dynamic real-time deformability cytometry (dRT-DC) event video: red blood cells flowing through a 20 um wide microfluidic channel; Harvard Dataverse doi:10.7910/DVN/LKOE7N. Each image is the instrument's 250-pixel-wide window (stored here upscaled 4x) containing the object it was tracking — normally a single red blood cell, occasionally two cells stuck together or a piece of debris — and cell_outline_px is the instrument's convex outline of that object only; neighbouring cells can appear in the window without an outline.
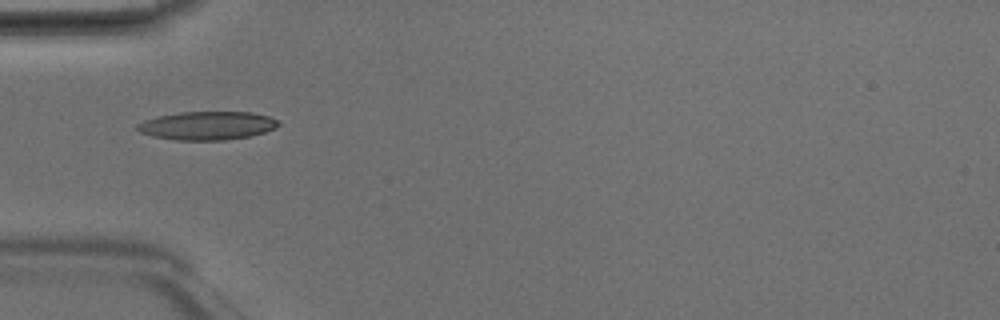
{"species": "Egyptian fruit bat (a non-hibernating species)", "species_latin": "Rousettus aegyptiacus", "temperature_condition": "room temperature", "stored_images_in_passage": 34, "camera_frame_rate_fps": 3000, "um_per_image_px": 0.085, "animal": {"sex": "male"}, "frame": {"image": 1, "passage_image": 1, "time_ms": 0.0, "image_size_px": [1000, 320], "cell_outline_px": [[280, 124], [264, 132], [248, 136], [224, 140], [176, 140], [152, 136], [140, 132], [136, 128], [136, 124], [144, 120], [156, 116], [180, 112], [252, 112], [268, 116], [276, 120]], "centroid_in_image_um": [17.55, 10.67], "position_along_channel_um": 67.4, "area_um2": 23.24}}
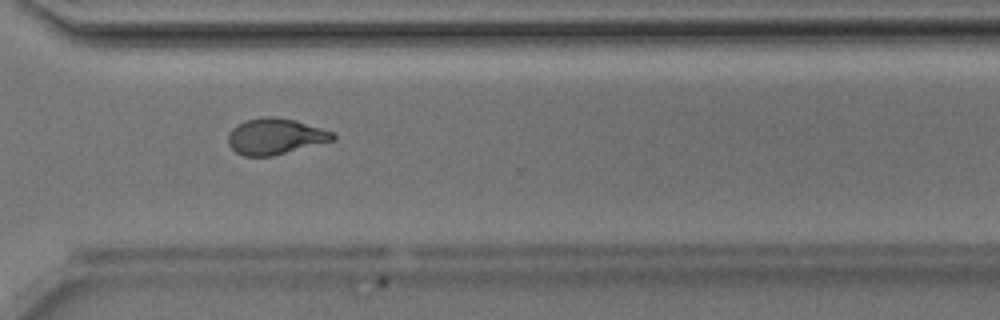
{"frame": {"image": 2, "passage_image": 21, "time_ms": 6.667, "image_size_px": [1000, 320], "cell_outline_px": [[336, 140], [272, 156], [244, 156], [236, 152], [228, 144], [228, 132], [236, 124], [244, 120], [260, 116], [272, 116], [296, 120], [332, 132], [336, 136]], "centroid_in_image_um": [23.37, 11.58], "position_along_channel_um": 347.2, "area_um2": 22.2}}
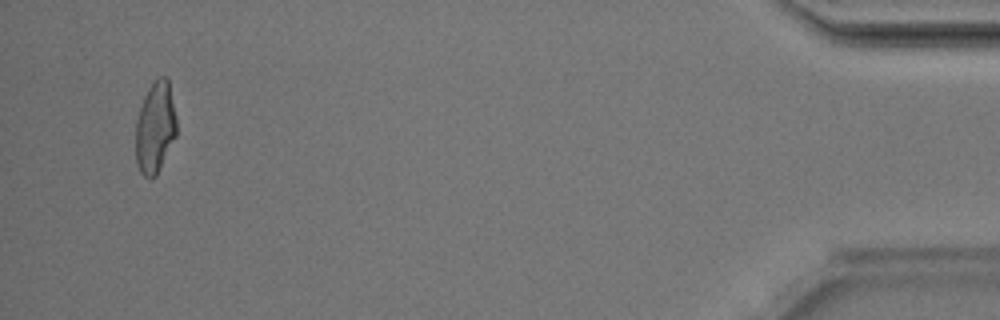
{"frame": {"image": 3, "passage_image": 32, "time_ms": 10.333, "image_size_px": [1000, 320], "cell_outline_px": [[176, 136], [156, 176], [152, 180], [148, 180], [140, 172], [136, 160], [136, 120], [144, 96], [148, 88], [160, 76], [164, 76], [168, 80], [176, 116]], "centroid_in_image_um": [13.19, 10.88], "position_along_channel_um": 422.0, "area_um2": 21.73}, "authors_computed_cell_mechanics": {"area_um2": 22.0218, "velocity_mm_per_s": 4.2037, "shape_relaxation_time_tau1_ms": 4.4121, "shape_relaxation_time_tau2_ms": 1.7235, "deformation_change_tau1": 0.1886, "deformation_change_tau2": 0.0629}}